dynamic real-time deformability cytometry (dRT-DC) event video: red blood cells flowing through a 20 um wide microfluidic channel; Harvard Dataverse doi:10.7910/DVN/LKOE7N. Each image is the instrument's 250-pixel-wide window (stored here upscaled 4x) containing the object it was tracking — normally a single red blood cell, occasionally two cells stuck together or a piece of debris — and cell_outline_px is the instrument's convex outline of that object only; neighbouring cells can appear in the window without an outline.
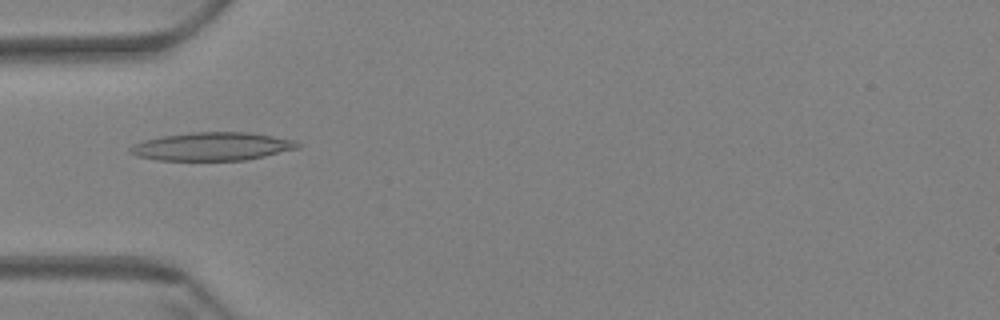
{"species": "Egyptian fruit bat (a non-hibernating species)", "species_latin": "Rousettus aegyptiacus", "temperature_condition": "warm", "stored_images_in_passage": 59, "camera_frame_rate_fps": 3000, "um_per_image_px": 0.085, "animal": {"sex": "female"}, "frame": {"image": 1, "passage_image": 19, "time_ms": 6.0, "image_size_px": [1000, 320], "cell_outline_px": [[304, 144], [300, 148], [264, 156], [244, 160], [156, 160], [136, 156], [128, 152], [128, 148], [144, 140], [160, 136], [192, 132], [248, 132], [296, 140]], "centroid_in_image_um": [18.06, 12.44], "position_along_channel_um": 66.9, "area_um2": 27.69}}
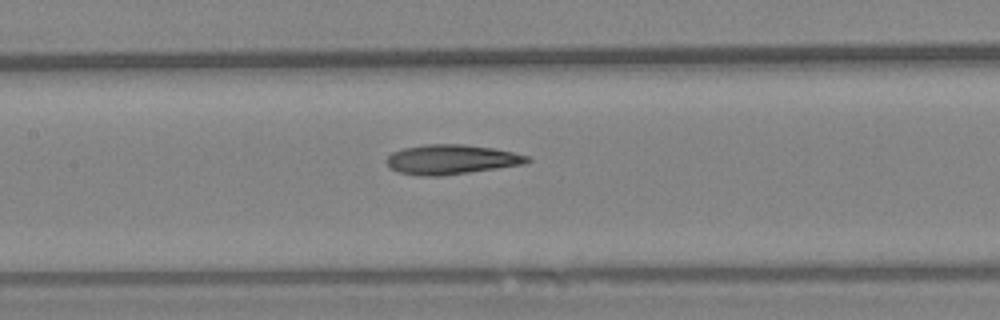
{"frame": {"image": 2, "passage_image": 28, "time_ms": 9.0, "image_size_px": [1000, 320], "cell_outline_px": [[532, 160], [524, 164], [444, 176], [416, 176], [396, 172], [388, 168], [384, 160], [392, 152], [404, 148], [428, 144], [464, 144], [492, 148], [512, 152], [528, 156]], "centroid_in_image_um": [38.3, 13.57], "position_along_channel_um": 169.1, "area_um2": 24.57}}
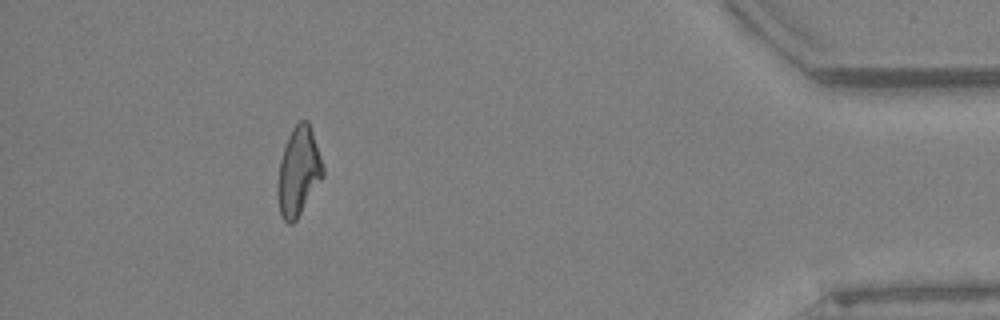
{"frame": {"image": 3, "passage_image": 54, "time_ms": 17.667, "image_size_px": [1000, 320], "cell_outline_px": [[324, 176], [296, 220], [292, 224], [288, 224], [284, 220], [280, 212], [276, 192], [280, 160], [288, 136], [292, 128], [300, 120], [308, 120], [324, 168]], "centroid_in_image_um": [25.36, 14.6], "position_along_channel_um": 409.8, "area_um2": 23.24}, "authors_computed_cell_mechanics": {"area_um2": 24.1026, "velocity_mm_per_s": 3.4166, "shape_relaxation_time_tau1_ms": null, "shape_relaxation_time_tau2_ms": 6.1567, "deformation_change_tau1": null, "deformation_change_tau2": 0.1686}}